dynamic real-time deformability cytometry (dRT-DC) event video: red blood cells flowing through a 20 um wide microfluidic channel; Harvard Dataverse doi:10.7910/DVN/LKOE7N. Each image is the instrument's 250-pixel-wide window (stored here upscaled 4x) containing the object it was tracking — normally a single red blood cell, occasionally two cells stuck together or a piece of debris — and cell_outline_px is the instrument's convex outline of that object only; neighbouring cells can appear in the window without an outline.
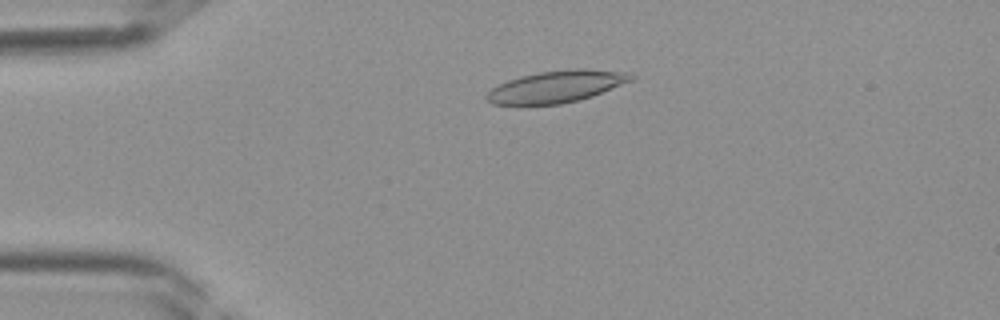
{"species": "Egyptian fruit bat (a non-hibernating species)", "species_latin": "Rousettus aegyptiacus", "temperature_condition": "room temperature", "stored_images_in_passage": 32, "camera_frame_rate_fps": 3000, "um_per_image_px": 0.085, "frame": {"image": 1, "passage_image": 9, "time_ms": 2.667, "image_size_px": [1000, 320], "cell_outline_px": [[636, 76], [632, 80], [592, 96], [580, 100], [560, 104], [492, 104], [484, 96], [492, 88], [508, 80], [540, 72], [576, 68], [588, 68], [628, 72]], "centroid_in_image_um": [47.34, 7.35], "position_along_channel_um": 37.7, "area_um2": 26.59}}
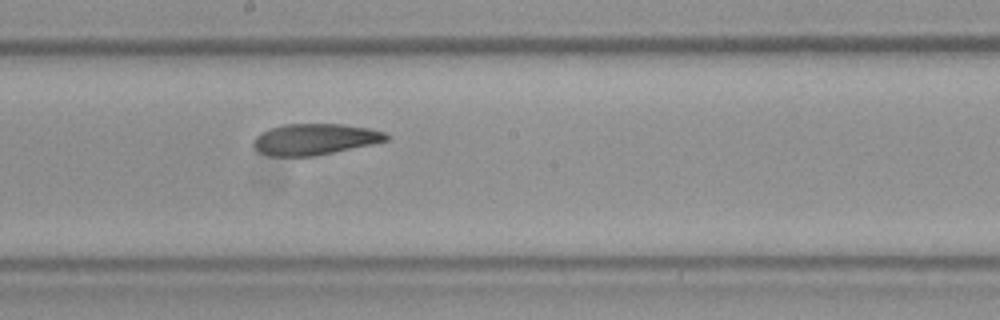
{"frame": {"image": 2, "passage_image": 22, "time_ms": 7.0, "image_size_px": [1000, 320], "cell_outline_px": [[388, 140], [372, 144], [316, 156], [272, 156], [260, 152], [252, 144], [252, 140], [260, 132], [268, 128], [284, 124], [344, 124], [368, 128], [384, 132], [388, 136]], "centroid_in_image_um": [26.72, 11.83], "position_along_channel_um": 221.5, "area_um2": 24.16}}
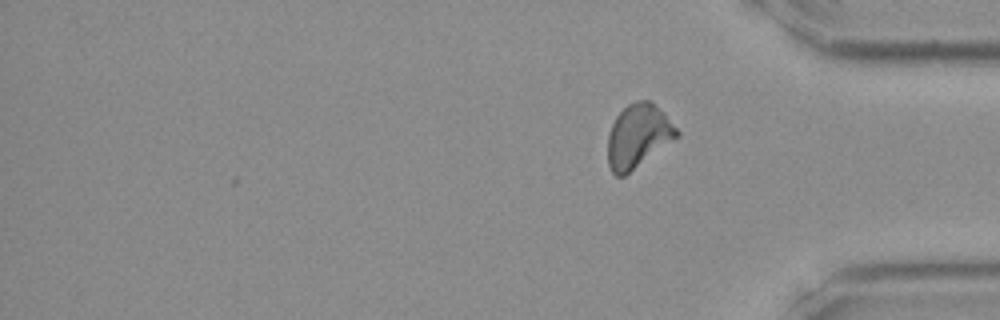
{"frame": {"image": 3, "passage_image": 32, "time_ms": 10.333, "image_size_px": [1000, 320], "cell_outline_px": [[680, 136], [624, 176], [616, 176], [612, 172], [608, 164], [608, 132], [616, 116], [628, 104], [636, 100], [652, 100], [664, 112], [680, 132]], "centroid_in_image_um": [54.26, 11.54], "position_along_channel_um": 380.9, "area_um2": 25.72}}